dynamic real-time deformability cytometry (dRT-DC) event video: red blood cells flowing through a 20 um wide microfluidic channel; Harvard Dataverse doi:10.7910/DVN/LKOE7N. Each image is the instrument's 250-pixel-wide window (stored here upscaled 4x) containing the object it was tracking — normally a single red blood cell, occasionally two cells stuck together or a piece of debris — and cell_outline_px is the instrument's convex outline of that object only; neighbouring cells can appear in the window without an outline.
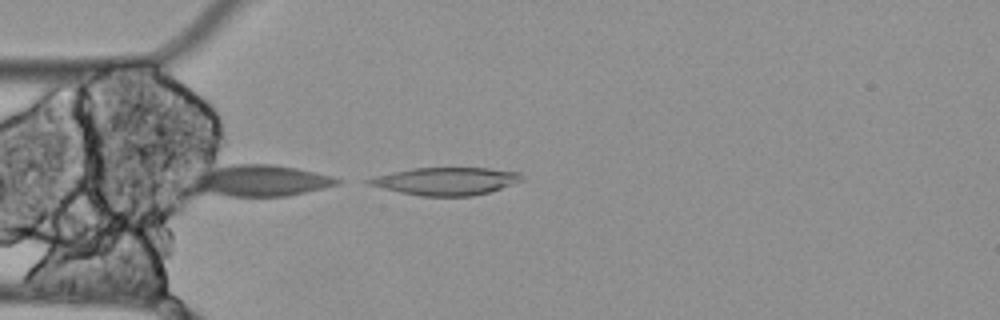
{"species": "Egyptian fruit bat (a non-hibernating species)", "species_latin": "Rousettus aegyptiacus", "temperature_condition": "cold", "stored_images_in_passage": 14, "camera_frame_rate_fps": 3000, "um_per_image_px": 0.085, "animal": {"sex": "female"}, "frame": {"image": 1, "passage_image": 14, "time_ms": 4.333, "image_size_px": [1000, 320], "cell_outline_px": [[524, 180], [488, 192], [472, 196], [420, 196], [400, 192], [368, 184], [364, 180], [376, 176], [392, 172], [412, 168], [488, 168], [520, 172], [524, 176]], "centroid_in_image_um": [37.93, 15.39], "position_along_channel_um": 47.1, "area_um2": 24.51}}